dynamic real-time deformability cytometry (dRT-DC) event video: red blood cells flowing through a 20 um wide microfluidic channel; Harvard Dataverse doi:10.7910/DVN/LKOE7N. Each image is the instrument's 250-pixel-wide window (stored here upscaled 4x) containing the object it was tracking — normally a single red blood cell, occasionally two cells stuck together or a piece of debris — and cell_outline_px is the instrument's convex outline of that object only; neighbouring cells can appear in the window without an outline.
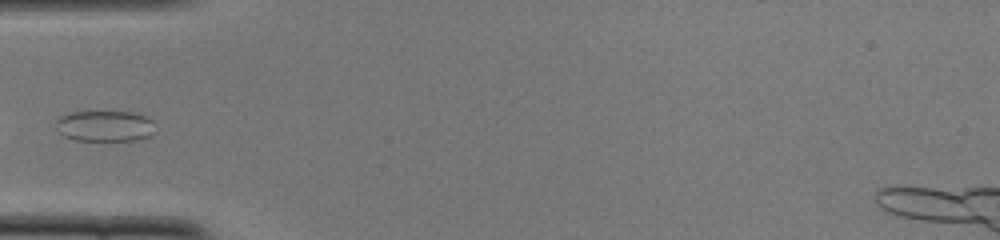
{"species": "common noctule bat (a hibernating species)", "species_latin": "Nyctalus noctula", "temperature_condition": "cold", "stored_images_in_passage": 33, "camera_frame_rate_fps": 3000, "um_per_image_px": 0.085, "animal": {"sex": "female", "body_mass_g": 22.0, "forearm_length_mm": 56.7}, "frame": {"image": 1, "passage_image": 1, "time_ms": 0.0, "image_size_px": [1000, 240], "cell_outline_px": [[152, 120], [148, 136], [136, 140], [76, 140], [64, 136], [56, 128], [56, 120], [60, 116], [72, 112], [132, 112], [144, 116]], "centroid_in_image_um": [8.83, 10.7], "position_along_channel_um": 76.2, "area_um2": 17.4}}
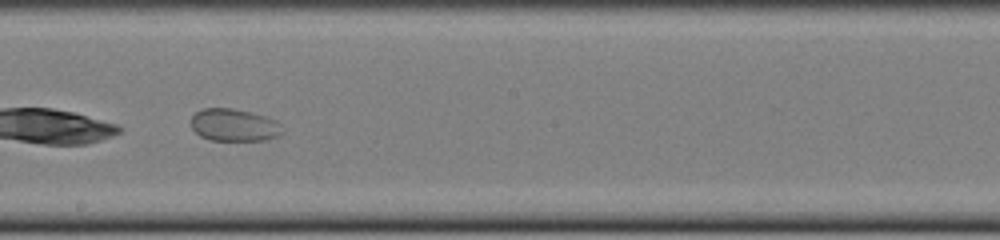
{"frame": {"image": 2, "passage_image": 13, "time_ms": 4.0, "image_size_px": [1000, 240], "cell_outline_px": [[280, 132], [264, 140], [212, 140], [200, 136], [192, 128], [192, 116], [196, 112], [204, 108], [232, 108], [264, 116], [272, 120]], "centroid_in_image_um": [19.76, 10.62], "position_along_channel_um": 228.4, "area_um2": 16.42}}
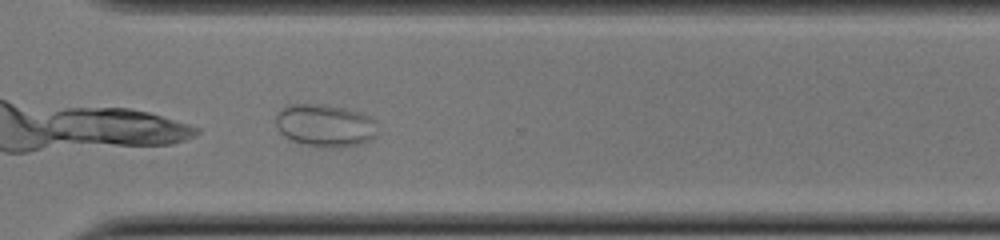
{"frame": {"image": 3, "passage_image": 22, "time_ms": 7.0, "image_size_px": [1000, 240], "cell_outline_px": [[376, 136], [368, 140], [356, 144], [340, 148], [320, 148], [304, 144], [292, 140], [284, 136], [280, 132], [276, 124], [276, 116], [284, 104], [320, 104], [340, 108], [356, 112], [372, 120], [376, 132]], "centroid_in_image_um": [27.53, 10.68], "position_along_channel_um": 343.1, "area_um2": 24.8}}